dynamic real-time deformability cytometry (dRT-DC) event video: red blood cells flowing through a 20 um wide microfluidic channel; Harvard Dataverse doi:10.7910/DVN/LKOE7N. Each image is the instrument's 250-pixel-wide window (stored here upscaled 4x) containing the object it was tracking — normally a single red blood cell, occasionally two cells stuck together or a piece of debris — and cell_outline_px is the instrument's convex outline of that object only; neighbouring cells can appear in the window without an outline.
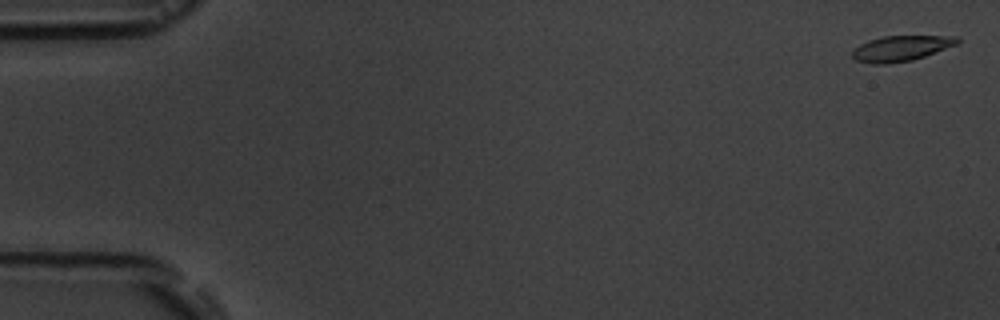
{"species": "common noctule bat (a hibernating species)", "species_latin": "Nyctalus noctula", "temperature_condition": "room temperature", "stored_images_in_passage": 4, "camera_frame_rate_fps": 3000, "um_per_image_px": 0.085, "animal": {"sex": "male", "body_mass_g": 19.5, "forearm_length_mm": 54.6}, "frame": {"image": 1, "passage_image": 1, "time_ms": 0.0, "image_size_px": [1000, 320], "cell_outline_px": [[960, 40], [956, 44], [924, 56], [912, 60], [888, 64], [872, 64], [856, 60], [852, 56], [852, 48], [868, 40], [884, 36], [956, 36]], "centroid_in_image_um": [76.52, 4.11], "position_along_channel_um": 8.5, "area_um2": 15.49}}